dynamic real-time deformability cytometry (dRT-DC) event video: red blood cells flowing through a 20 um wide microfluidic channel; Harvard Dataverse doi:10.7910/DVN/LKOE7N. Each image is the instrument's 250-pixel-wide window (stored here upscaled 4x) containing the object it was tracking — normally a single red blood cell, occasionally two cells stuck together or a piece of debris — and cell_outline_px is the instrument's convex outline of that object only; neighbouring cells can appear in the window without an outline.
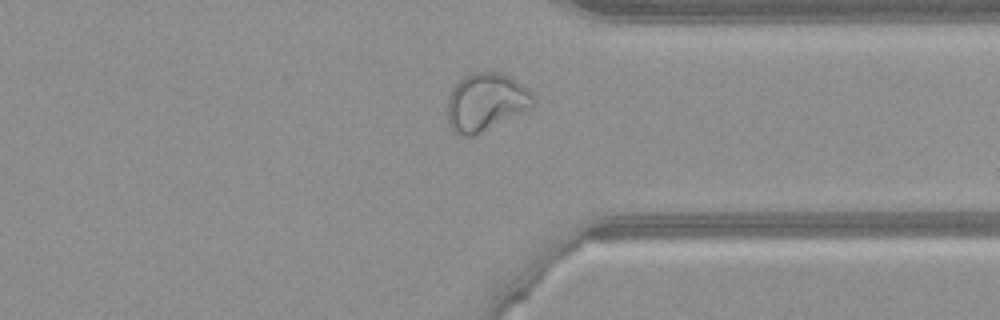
{"species": "common noctule bat (a hibernating species)", "species_latin": "Nyctalus noctula", "temperature_condition": "warm", "stored_images_in_passage": 43, "camera_frame_rate_fps": 3000, "um_per_image_px": 0.085, "animal": {"sex": "female", "body_mass_g": 21.9}, "frame": {"image": 1, "passage_image": 31, "time_ms": 10.0, "image_size_px": [1000, 320], "cell_outline_px": [[536, 104], [476, 136], [460, 136], [452, 128], [448, 120], [448, 96], [452, 88], [464, 76], [472, 72], [496, 72], [508, 76], [516, 80], [528, 88], [532, 92], [536, 100]], "centroid_in_image_um": [41.3, 8.67], "position_along_channel_um": 370.1, "area_um2": 28.84}}